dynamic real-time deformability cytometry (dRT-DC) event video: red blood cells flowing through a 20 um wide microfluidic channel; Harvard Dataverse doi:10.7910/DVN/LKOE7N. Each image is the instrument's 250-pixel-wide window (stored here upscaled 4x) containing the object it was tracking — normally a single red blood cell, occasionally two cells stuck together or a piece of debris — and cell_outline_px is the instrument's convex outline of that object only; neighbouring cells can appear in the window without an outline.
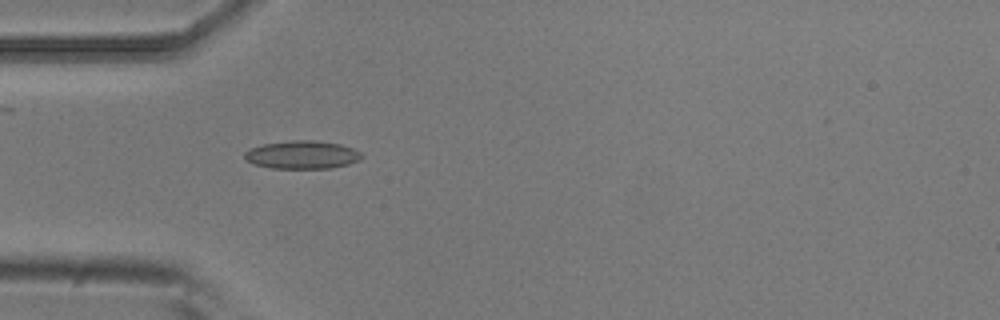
{"species": "common noctule bat (a hibernating species)", "species_latin": "Nyctalus noctula", "temperature_condition": "room temperature", "stored_images_in_passage": 4, "camera_frame_rate_fps": 3000, "um_per_image_px": 0.085, "animal": {"sex": "male", "body_mass_g": 20.5, "forearm_length_mm": 52.5}, "frame": {"image": 1, "passage_image": 4, "time_ms": 1.0, "image_size_px": [1000, 320], "cell_outline_px": [[364, 156], [360, 160], [348, 164], [332, 168], [272, 168], [252, 164], [244, 156], [244, 152], [252, 148], [264, 144], [292, 140], [316, 140], [340, 144], [352, 148], [360, 152]], "centroid_in_image_um": [25.71, 13.16], "position_along_channel_um": 59.3, "area_um2": 19.13}}